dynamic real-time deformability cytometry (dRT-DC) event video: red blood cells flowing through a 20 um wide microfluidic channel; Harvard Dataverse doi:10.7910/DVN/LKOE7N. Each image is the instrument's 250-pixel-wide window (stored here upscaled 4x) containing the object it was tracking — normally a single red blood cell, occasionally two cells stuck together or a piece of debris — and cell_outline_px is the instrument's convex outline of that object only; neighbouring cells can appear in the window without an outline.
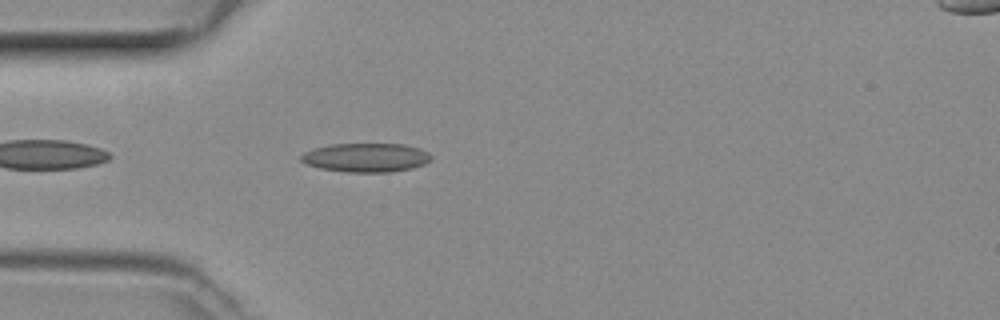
{"species": "common noctule bat (a hibernating species)", "species_latin": "Nyctalus noctula", "temperature_condition": "room temperature", "stored_images_in_passage": 37, "camera_frame_rate_fps": 3000, "um_per_image_px": 0.085, "animal": {"sex": "female", "body_mass_g": 29.2, "forearm_length_mm": 56.3}, "frame": {"image": 1, "passage_image": 2, "time_ms": 0.333, "image_size_px": [1000, 320], "cell_outline_px": [[432, 160], [424, 164], [412, 168], [388, 172], [344, 172], [320, 168], [308, 164], [300, 160], [300, 156], [304, 152], [316, 148], [332, 144], [404, 144], [420, 148], [428, 152], [432, 156]], "centroid_in_image_um": [31.14, 13.39], "position_along_channel_um": 53.9, "area_um2": 21.91}}
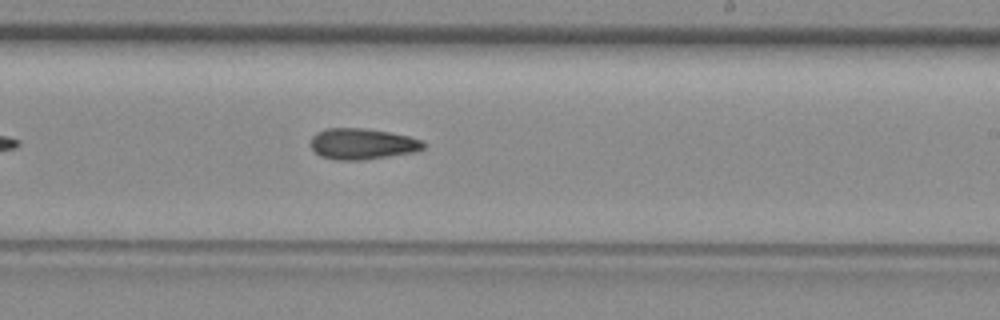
{"frame": {"image": 2, "passage_image": 17, "time_ms": 5.333, "image_size_px": [1000, 320], "cell_outline_px": [[424, 148], [412, 152], [364, 160], [332, 160], [320, 156], [312, 148], [312, 136], [316, 132], [324, 128], [360, 128], [388, 132], [408, 136], [424, 140]], "centroid_in_image_um": [30.77, 12.23], "position_along_channel_um": 258.2, "area_um2": 20.29}}
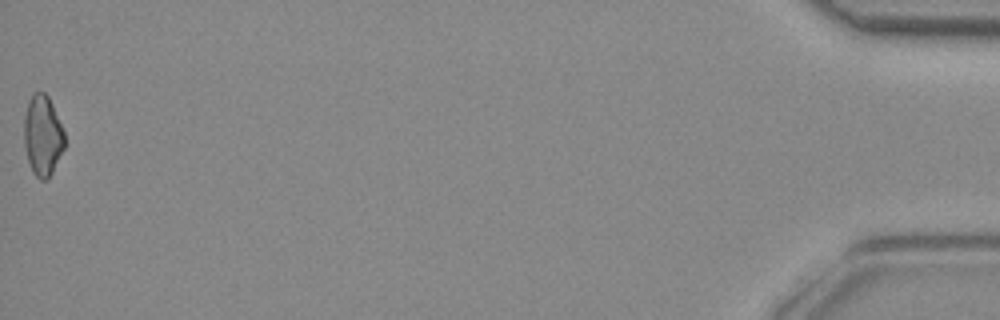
{"frame": {"image": 3, "passage_image": 37, "time_ms": 12.0, "image_size_px": [1000, 320], "cell_outline_px": [[64, 148], [48, 180], [40, 180], [32, 172], [24, 148], [24, 116], [28, 100], [32, 92], [44, 92], [48, 96], [52, 104], [64, 132]], "centroid_in_image_um": [3.6, 11.52], "position_along_channel_um": 431.6, "area_um2": 19.07}}